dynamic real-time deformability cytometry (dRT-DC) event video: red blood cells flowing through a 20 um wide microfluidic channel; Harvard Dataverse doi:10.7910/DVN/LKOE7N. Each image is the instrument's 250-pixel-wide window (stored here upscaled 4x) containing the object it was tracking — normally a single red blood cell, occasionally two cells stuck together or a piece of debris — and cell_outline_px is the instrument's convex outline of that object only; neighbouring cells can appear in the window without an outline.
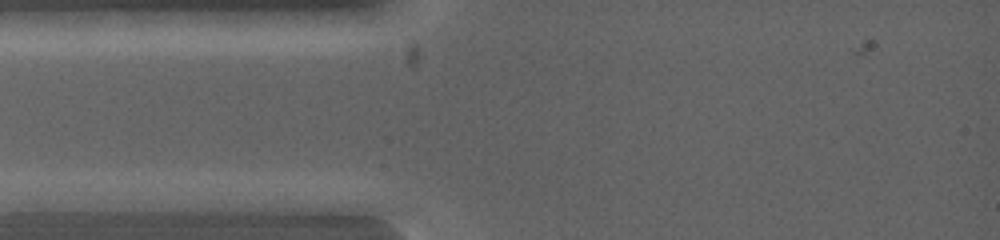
{"species": "common noctule bat (a hibernating species)", "species_latin": "Nyctalus noctula", "temperature_condition": "warm", "stored_images_in_passage": 3, "segment_of_instrument_passage": [1, 2], "camera_frame_rate_fps": 5000, "um_per_image_px": 0.085, "animal": {"sex": "female", "body_mass_g": 19.0, "forearm_length_mm": 53.3}, "frame": {"image": 1, "passage_image": 1, "time_ms": 0.0, "image_size_px": [1000, 240], "cell_outline_px": [[128, 200], [96, 212], [36, 212], [12, 200], [36, 192], [104, 192]], "centroid_in_image_um": [5.86, 17.14], "position_along_channel_um": 79.1, "area_um2": 12.95}}